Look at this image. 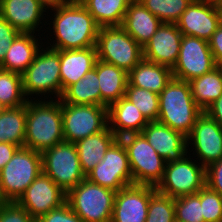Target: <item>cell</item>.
<instances>
[{
	"label": "cell",
	"mask_w": 222,
	"mask_h": 222,
	"mask_svg": "<svg viewBox=\"0 0 222 222\" xmlns=\"http://www.w3.org/2000/svg\"><path fill=\"white\" fill-rule=\"evenodd\" d=\"M26 133V104L7 107L0 114V142L24 147Z\"/></svg>",
	"instance_id": "31"
},
{
	"label": "cell",
	"mask_w": 222,
	"mask_h": 222,
	"mask_svg": "<svg viewBox=\"0 0 222 222\" xmlns=\"http://www.w3.org/2000/svg\"><path fill=\"white\" fill-rule=\"evenodd\" d=\"M219 5H220V8H221V12H222V2Z\"/></svg>",
	"instance_id": "50"
},
{
	"label": "cell",
	"mask_w": 222,
	"mask_h": 222,
	"mask_svg": "<svg viewBox=\"0 0 222 222\" xmlns=\"http://www.w3.org/2000/svg\"><path fill=\"white\" fill-rule=\"evenodd\" d=\"M222 71V61L217 65Z\"/></svg>",
	"instance_id": "49"
},
{
	"label": "cell",
	"mask_w": 222,
	"mask_h": 222,
	"mask_svg": "<svg viewBox=\"0 0 222 222\" xmlns=\"http://www.w3.org/2000/svg\"><path fill=\"white\" fill-rule=\"evenodd\" d=\"M41 172V153L19 148L0 171V192L4 200L17 202Z\"/></svg>",
	"instance_id": "5"
},
{
	"label": "cell",
	"mask_w": 222,
	"mask_h": 222,
	"mask_svg": "<svg viewBox=\"0 0 222 222\" xmlns=\"http://www.w3.org/2000/svg\"><path fill=\"white\" fill-rule=\"evenodd\" d=\"M55 37L49 48L72 50L95 47L100 26L79 0H61L51 7ZM52 44V45H51Z\"/></svg>",
	"instance_id": "1"
},
{
	"label": "cell",
	"mask_w": 222,
	"mask_h": 222,
	"mask_svg": "<svg viewBox=\"0 0 222 222\" xmlns=\"http://www.w3.org/2000/svg\"><path fill=\"white\" fill-rule=\"evenodd\" d=\"M156 187L132 184L116 192L111 222H146L150 197Z\"/></svg>",
	"instance_id": "17"
},
{
	"label": "cell",
	"mask_w": 222,
	"mask_h": 222,
	"mask_svg": "<svg viewBox=\"0 0 222 222\" xmlns=\"http://www.w3.org/2000/svg\"><path fill=\"white\" fill-rule=\"evenodd\" d=\"M0 222H36L16 201H6L0 208Z\"/></svg>",
	"instance_id": "38"
},
{
	"label": "cell",
	"mask_w": 222,
	"mask_h": 222,
	"mask_svg": "<svg viewBox=\"0 0 222 222\" xmlns=\"http://www.w3.org/2000/svg\"><path fill=\"white\" fill-rule=\"evenodd\" d=\"M204 222H222V196L207 185L200 189Z\"/></svg>",
	"instance_id": "37"
},
{
	"label": "cell",
	"mask_w": 222,
	"mask_h": 222,
	"mask_svg": "<svg viewBox=\"0 0 222 222\" xmlns=\"http://www.w3.org/2000/svg\"><path fill=\"white\" fill-rule=\"evenodd\" d=\"M162 23L141 2L132 0L121 27L143 48Z\"/></svg>",
	"instance_id": "23"
},
{
	"label": "cell",
	"mask_w": 222,
	"mask_h": 222,
	"mask_svg": "<svg viewBox=\"0 0 222 222\" xmlns=\"http://www.w3.org/2000/svg\"><path fill=\"white\" fill-rule=\"evenodd\" d=\"M141 134L166 164L181 160L189 152L187 137L159 121H149Z\"/></svg>",
	"instance_id": "19"
},
{
	"label": "cell",
	"mask_w": 222,
	"mask_h": 222,
	"mask_svg": "<svg viewBox=\"0 0 222 222\" xmlns=\"http://www.w3.org/2000/svg\"><path fill=\"white\" fill-rule=\"evenodd\" d=\"M97 59L130 72L142 59L143 48L121 26L100 27Z\"/></svg>",
	"instance_id": "8"
},
{
	"label": "cell",
	"mask_w": 222,
	"mask_h": 222,
	"mask_svg": "<svg viewBox=\"0 0 222 222\" xmlns=\"http://www.w3.org/2000/svg\"><path fill=\"white\" fill-rule=\"evenodd\" d=\"M42 172L68 193L86 176L74 143L63 141L41 153Z\"/></svg>",
	"instance_id": "9"
},
{
	"label": "cell",
	"mask_w": 222,
	"mask_h": 222,
	"mask_svg": "<svg viewBox=\"0 0 222 222\" xmlns=\"http://www.w3.org/2000/svg\"><path fill=\"white\" fill-rule=\"evenodd\" d=\"M206 1L214 2V3H218V4H220L222 2V0H206Z\"/></svg>",
	"instance_id": "48"
},
{
	"label": "cell",
	"mask_w": 222,
	"mask_h": 222,
	"mask_svg": "<svg viewBox=\"0 0 222 222\" xmlns=\"http://www.w3.org/2000/svg\"><path fill=\"white\" fill-rule=\"evenodd\" d=\"M38 50L34 61L22 74L23 92L25 97L51 94L57 99L62 95V83L60 78V50L49 47ZM49 93H51L49 95ZM44 94V95H43ZM43 95V96H42Z\"/></svg>",
	"instance_id": "4"
},
{
	"label": "cell",
	"mask_w": 222,
	"mask_h": 222,
	"mask_svg": "<svg viewBox=\"0 0 222 222\" xmlns=\"http://www.w3.org/2000/svg\"><path fill=\"white\" fill-rule=\"evenodd\" d=\"M215 67L217 64L208 41L194 36H182L179 57L172 69L173 78L189 82Z\"/></svg>",
	"instance_id": "13"
},
{
	"label": "cell",
	"mask_w": 222,
	"mask_h": 222,
	"mask_svg": "<svg viewBox=\"0 0 222 222\" xmlns=\"http://www.w3.org/2000/svg\"><path fill=\"white\" fill-rule=\"evenodd\" d=\"M146 222H176L175 199L156 191L150 197Z\"/></svg>",
	"instance_id": "35"
},
{
	"label": "cell",
	"mask_w": 222,
	"mask_h": 222,
	"mask_svg": "<svg viewBox=\"0 0 222 222\" xmlns=\"http://www.w3.org/2000/svg\"><path fill=\"white\" fill-rule=\"evenodd\" d=\"M108 126V107L87 104L62 103V127L66 142L103 131Z\"/></svg>",
	"instance_id": "11"
},
{
	"label": "cell",
	"mask_w": 222,
	"mask_h": 222,
	"mask_svg": "<svg viewBox=\"0 0 222 222\" xmlns=\"http://www.w3.org/2000/svg\"><path fill=\"white\" fill-rule=\"evenodd\" d=\"M67 193L41 172L17 201L36 221L66 203Z\"/></svg>",
	"instance_id": "14"
},
{
	"label": "cell",
	"mask_w": 222,
	"mask_h": 222,
	"mask_svg": "<svg viewBox=\"0 0 222 222\" xmlns=\"http://www.w3.org/2000/svg\"><path fill=\"white\" fill-rule=\"evenodd\" d=\"M36 222H84L66 202L41 216Z\"/></svg>",
	"instance_id": "39"
},
{
	"label": "cell",
	"mask_w": 222,
	"mask_h": 222,
	"mask_svg": "<svg viewBox=\"0 0 222 222\" xmlns=\"http://www.w3.org/2000/svg\"><path fill=\"white\" fill-rule=\"evenodd\" d=\"M20 33L19 30L0 16V64L3 62L11 44Z\"/></svg>",
	"instance_id": "40"
},
{
	"label": "cell",
	"mask_w": 222,
	"mask_h": 222,
	"mask_svg": "<svg viewBox=\"0 0 222 222\" xmlns=\"http://www.w3.org/2000/svg\"><path fill=\"white\" fill-rule=\"evenodd\" d=\"M41 1L44 2L48 7H51L61 0H41Z\"/></svg>",
	"instance_id": "45"
},
{
	"label": "cell",
	"mask_w": 222,
	"mask_h": 222,
	"mask_svg": "<svg viewBox=\"0 0 222 222\" xmlns=\"http://www.w3.org/2000/svg\"><path fill=\"white\" fill-rule=\"evenodd\" d=\"M5 202H6V201L4 200V198L2 197L1 192H0V208L3 206V204H4Z\"/></svg>",
	"instance_id": "47"
},
{
	"label": "cell",
	"mask_w": 222,
	"mask_h": 222,
	"mask_svg": "<svg viewBox=\"0 0 222 222\" xmlns=\"http://www.w3.org/2000/svg\"><path fill=\"white\" fill-rule=\"evenodd\" d=\"M187 145L194 147L199 163L207 167L222 158V128L203 112L187 137ZM201 161V162H200Z\"/></svg>",
	"instance_id": "16"
},
{
	"label": "cell",
	"mask_w": 222,
	"mask_h": 222,
	"mask_svg": "<svg viewBox=\"0 0 222 222\" xmlns=\"http://www.w3.org/2000/svg\"><path fill=\"white\" fill-rule=\"evenodd\" d=\"M38 40L34 33H20L6 52L0 69L22 75L34 61L38 50L43 47Z\"/></svg>",
	"instance_id": "24"
},
{
	"label": "cell",
	"mask_w": 222,
	"mask_h": 222,
	"mask_svg": "<svg viewBox=\"0 0 222 222\" xmlns=\"http://www.w3.org/2000/svg\"><path fill=\"white\" fill-rule=\"evenodd\" d=\"M222 21L218 3L193 0L176 22L183 35L194 36L209 41Z\"/></svg>",
	"instance_id": "15"
},
{
	"label": "cell",
	"mask_w": 222,
	"mask_h": 222,
	"mask_svg": "<svg viewBox=\"0 0 222 222\" xmlns=\"http://www.w3.org/2000/svg\"><path fill=\"white\" fill-rule=\"evenodd\" d=\"M172 78V69L145 59L128 73V82L132 86L150 90L158 95Z\"/></svg>",
	"instance_id": "27"
},
{
	"label": "cell",
	"mask_w": 222,
	"mask_h": 222,
	"mask_svg": "<svg viewBox=\"0 0 222 222\" xmlns=\"http://www.w3.org/2000/svg\"><path fill=\"white\" fill-rule=\"evenodd\" d=\"M206 185L222 196V158L206 167Z\"/></svg>",
	"instance_id": "41"
},
{
	"label": "cell",
	"mask_w": 222,
	"mask_h": 222,
	"mask_svg": "<svg viewBox=\"0 0 222 222\" xmlns=\"http://www.w3.org/2000/svg\"><path fill=\"white\" fill-rule=\"evenodd\" d=\"M175 221L204 222L200 202V190L196 194L175 198Z\"/></svg>",
	"instance_id": "36"
},
{
	"label": "cell",
	"mask_w": 222,
	"mask_h": 222,
	"mask_svg": "<svg viewBox=\"0 0 222 222\" xmlns=\"http://www.w3.org/2000/svg\"><path fill=\"white\" fill-rule=\"evenodd\" d=\"M182 36L176 23H162L143 47V59L173 69L179 57Z\"/></svg>",
	"instance_id": "18"
},
{
	"label": "cell",
	"mask_w": 222,
	"mask_h": 222,
	"mask_svg": "<svg viewBox=\"0 0 222 222\" xmlns=\"http://www.w3.org/2000/svg\"><path fill=\"white\" fill-rule=\"evenodd\" d=\"M195 103L205 110L222 95V71L217 66L212 71L189 81Z\"/></svg>",
	"instance_id": "30"
},
{
	"label": "cell",
	"mask_w": 222,
	"mask_h": 222,
	"mask_svg": "<svg viewBox=\"0 0 222 222\" xmlns=\"http://www.w3.org/2000/svg\"><path fill=\"white\" fill-rule=\"evenodd\" d=\"M96 71V63L93 69L76 83L70 85L61 95V103L87 104L101 106V91Z\"/></svg>",
	"instance_id": "29"
},
{
	"label": "cell",
	"mask_w": 222,
	"mask_h": 222,
	"mask_svg": "<svg viewBox=\"0 0 222 222\" xmlns=\"http://www.w3.org/2000/svg\"><path fill=\"white\" fill-rule=\"evenodd\" d=\"M117 139L118 137L107 126L103 131L74 143L85 176L103 160L105 153Z\"/></svg>",
	"instance_id": "25"
},
{
	"label": "cell",
	"mask_w": 222,
	"mask_h": 222,
	"mask_svg": "<svg viewBox=\"0 0 222 222\" xmlns=\"http://www.w3.org/2000/svg\"><path fill=\"white\" fill-rule=\"evenodd\" d=\"M96 71L101 91V106L108 107L125 96L128 72L99 59L96 61Z\"/></svg>",
	"instance_id": "26"
},
{
	"label": "cell",
	"mask_w": 222,
	"mask_h": 222,
	"mask_svg": "<svg viewBox=\"0 0 222 222\" xmlns=\"http://www.w3.org/2000/svg\"><path fill=\"white\" fill-rule=\"evenodd\" d=\"M86 179L115 192L133 184L127 151L119 138L107 150L103 160L86 175Z\"/></svg>",
	"instance_id": "12"
},
{
	"label": "cell",
	"mask_w": 222,
	"mask_h": 222,
	"mask_svg": "<svg viewBox=\"0 0 222 222\" xmlns=\"http://www.w3.org/2000/svg\"><path fill=\"white\" fill-rule=\"evenodd\" d=\"M115 195L85 178L67 193L66 202L84 222H111Z\"/></svg>",
	"instance_id": "6"
},
{
	"label": "cell",
	"mask_w": 222,
	"mask_h": 222,
	"mask_svg": "<svg viewBox=\"0 0 222 222\" xmlns=\"http://www.w3.org/2000/svg\"><path fill=\"white\" fill-rule=\"evenodd\" d=\"M148 122L140 110L125 97L108 106V127L118 138L141 133Z\"/></svg>",
	"instance_id": "21"
},
{
	"label": "cell",
	"mask_w": 222,
	"mask_h": 222,
	"mask_svg": "<svg viewBox=\"0 0 222 222\" xmlns=\"http://www.w3.org/2000/svg\"><path fill=\"white\" fill-rule=\"evenodd\" d=\"M208 42L213 58L218 65L222 61V21Z\"/></svg>",
	"instance_id": "42"
},
{
	"label": "cell",
	"mask_w": 222,
	"mask_h": 222,
	"mask_svg": "<svg viewBox=\"0 0 222 222\" xmlns=\"http://www.w3.org/2000/svg\"><path fill=\"white\" fill-rule=\"evenodd\" d=\"M46 10L41 0H0V16L21 33L39 32Z\"/></svg>",
	"instance_id": "20"
},
{
	"label": "cell",
	"mask_w": 222,
	"mask_h": 222,
	"mask_svg": "<svg viewBox=\"0 0 222 222\" xmlns=\"http://www.w3.org/2000/svg\"><path fill=\"white\" fill-rule=\"evenodd\" d=\"M7 108V106L0 100V114Z\"/></svg>",
	"instance_id": "46"
},
{
	"label": "cell",
	"mask_w": 222,
	"mask_h": 222,
	"mask_svg": "<svg viewBox=\"0 0 222 222\" xmlns=\"http://www.w3.org/2000/svg\"><path fill=\"white\" fill-rule=\"evenodd\" d=\"M20 147L15 144L0 142V171L11 160Z\"/></svg>",
	"instance_id": "43"
},
{
	"label": "cell",
	"mask_w": 222,
	"mask_h": 222,
	"mask_svg": "<svg viewBox=\"0 0 222 222\" xmlns=\"http://www.w3.org/2000/svg\"><path fill=\"white\" fill-rule=\"evenodd\" d=\"M189 155L165 165L163 179L156 187L158 192L175 199L196 194L206 185V167Z\"/></svg>",
	"instance_id": "10"
},
{
	"label": "cell",
	"mask_w": 222,
	"mask_h": 222,
	"mask_svg": "<svg viewBox=\"0 0 222 222\" xmlns=\"http://www.w3.org/2000/svg\"><path fill=\"white\" fill-rule=\"evenodd\" d=\"M100 27L122 26L132 0H79Z\"/></svg>",
	"instance_id": "28"
},
{
	"label": "cell",
	"mask_w": 222,
	"mask_h": 222,
	"mask_svg": "<svg viewBox=\"0 0 222 222\" xmlns=\"http://www.w3.org/2000/svg\"><path fill=\"white\" fill-rule=\"evenodd\" d=\"M163 23H176L193 0H138Z\"/></svg>",
	"instance_id": "34"
},
{
	"label": "cell",
	"mask_w": 222,
	"mask_h": 222,
	"mask_svg": "<svg viewBox=\"0 0 222 222\" xmlns=\"http://www.w3.org/2000/svg\"><path fill=\"white\" fill-rule=\"evenodd\" d=\"M96 61V47L60 50L62 94L70 85L81 80L88 71L93 69Z\"/></svg>",
	"instance_id": "22"
},
{
	"label": "cell",
	"mask_w": 222,
	"mask_h": 222,
	"mask_svg": "<svg viewBox=\"0 0 222 222\" xmlns=\"http://www.w3.org/2000/svg\"><path fill=\"white\" fill-rule=\"evenodd\" d=\"M204 111L195 103L189 82L172 78L159 94L157 121L188 137Z\"/></svg>",
	"instance_id": "3"
},
{
	"label": "cell",
	"mask_w": 222,
	"mask_h": 222,
	"mask_svg": "<svg viewBox=\"0 0 222 222\" xmlns=\"http://www.w3.org/2000/svg\"><path fill=\"white\" fill-rule=\"evenodd\" d=\"M127 151L133 184L157 187L164 176L165 160L141 133L119 138Z\"/></svg>",
	"instance_id": "7"
},
{
	"label": "cell",
	"mask_w": 222,
	"mask_h": 222,
	"mask_svg": "<svg viewBox=\"0 0 222 222\" xmlns=\"http://www.w3.org/2000/svg\"><path fill=\"white\" fill-rule=\"evenodd\" d=\"M28 99L24 147L42 153L64 140L60 99ZM54 99V100H53ZM34 100V101H33Z\"/></svg>",
	"instance_id": "2"
},
{
	"label": "cell",
	"mask_w": 222,
	"mask_h": 222,
	"mask_svg": "<svg viewBox=\"0 0 222 222\" xmlns=\"http://www.w3.org/2000/svg\"><path fill=\"white\" fill-rule=\"evenodd\" d=\"M29 98L23 92L22 75L0 69V100L7 107H16L26 104Z\"/></svg>",
	"instance_id": "32"
},
{
	"label": "cell",
	"mask_w": 222,
	"mask_h": 222,
	"mask_svg": "<svg viewBox=\"0 0 222 222\" xmlns=\"http://www.w3.org/2000/svg\"><path fill=\"white\" fill-rule=\"evenodd\" d=\"M124 97L132 102L148 121H157L159 117L158 94L132 86L128 82Z\"/></svg>",
	"instance_id": "33"
},
{
	"label": "cell",
	"mask_w": 222,
	"mask_h": 222,
	"mask_svg": "<svg viewBox=\"0 0 222 222\" xmlns=\"http://www.w3.org/2000/svg\"><path fill=\"white\" fill-rule=\"evenodd\" d=\"M205 112L222 128V95Z\"/></svg>",
	"instance_id": "44"
}]
</instances>
